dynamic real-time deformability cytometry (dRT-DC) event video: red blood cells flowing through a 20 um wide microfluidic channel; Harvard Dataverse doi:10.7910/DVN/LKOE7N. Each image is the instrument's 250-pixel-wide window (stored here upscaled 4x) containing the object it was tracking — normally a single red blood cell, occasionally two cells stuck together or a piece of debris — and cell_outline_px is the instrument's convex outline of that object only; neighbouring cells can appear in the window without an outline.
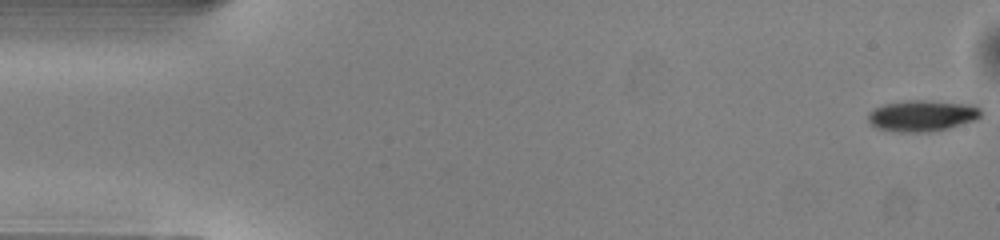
{"species": "common noctule bat (a hibernating species)", "species_latin": "Nyctalus noctula", "temperature_condition": "warm", "stored_images_in_passage": 51, "camera_frame_rate_fps": 3000, "um_per_image_px": 0.085, "animal": {"sex": "male", "body_mass_g": 13.0, "forearm_length_mm": 53.1}, "frame": {"image": 1, "passage_image": 1, "time_ms": 0.0, "image_size_px": [1000, 240], "cell_outline_px": [[980, 116], [976, 120], [948, 128], [932, 132], [896, 132], [876, 128], [868, 120], [868, 112], [884, 104], [904, 100], [924, 100], [976, 104], [980, 108]], "centroid_in_image_um": [78.4, 9.83], "position_along_channel_um": 6.6, "area_um2": 20.75}}
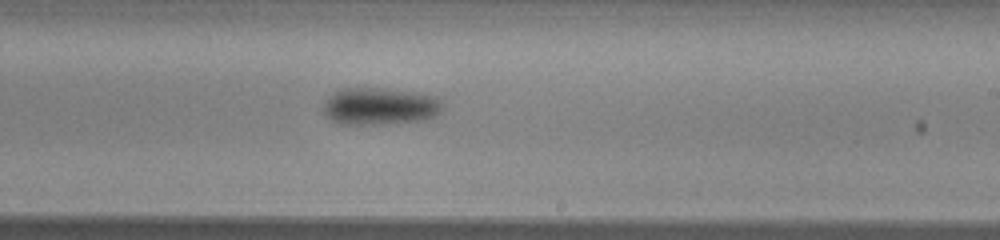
{"frame": {"image": 2, "passage_image": 30, "time_ms": 9.667, "image_size_px": [1000, 240], "cell_outline_px": [[444, 108], [432, 120], [384, 124], [340, 124], [332, 120], [324, 112], [324, 104], [328, 96], [340, 88], [384, 88], [440, 96], [444, 100]], "centroid_in_image_um": [32.39, 9.03], "position_along_channel_um": 256.6, "area_um2": 26.47}}
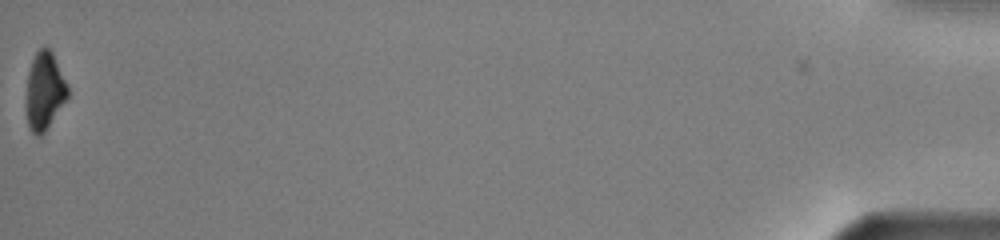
{"frame": {"image": 3, "passage_image": 51, "time_ms": 16.667, "image_size_px": [1000, 240], "cell_outline_px": [[68, 96], [44, 132], [40, 136], [36, 136], [28, 128], [28, 72], [32, 60], [36, 52], [44, 44], [52, 52], [68, 84]], "centroid_in_image_um": [3.81, 7.69], "position_along_channel_um": 431.4, "area_um2": 18.26}, "authors_computed_cell_mechanics": {"area_um2": 22.6576, "velocity_mm_per_s": 4.0355, "shape_relaxation_time_tau1_ms": 2.3262, "shape_relaxation_time_tau2_ms": null, "deformation_change_tau1": 0.0784, "deformation_change_tau2": null}}